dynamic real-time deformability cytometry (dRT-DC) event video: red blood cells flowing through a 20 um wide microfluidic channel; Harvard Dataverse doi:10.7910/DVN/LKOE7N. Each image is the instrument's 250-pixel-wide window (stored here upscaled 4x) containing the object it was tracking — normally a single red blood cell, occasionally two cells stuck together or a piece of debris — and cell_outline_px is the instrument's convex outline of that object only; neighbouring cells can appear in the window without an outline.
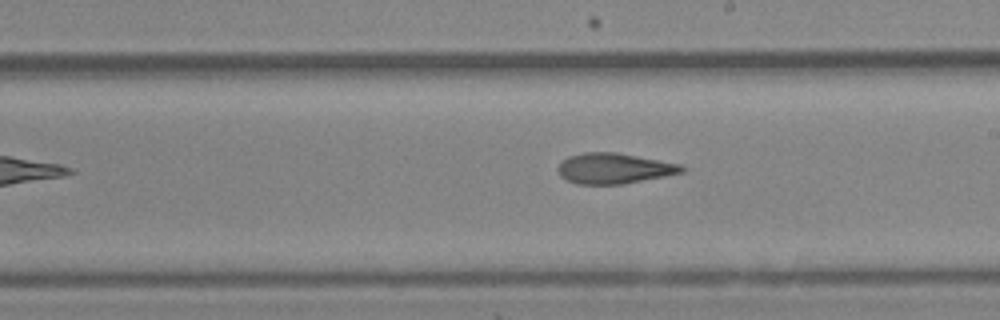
{"species": "Egyptian fruit bat (a non-hibernating species)", "species_latin": "Rousettus aegyptiacus", "temperature_condition": "cold", "stored_images_in_passage": 9, "camera_frame_rate_fps": 3000, "um_per_image_px": 0.085, "animal": {"sex": "female"}, "frame": {"image": 1, "passage_image": 9, "time_ms": 9.333, "image_size_px": [1000, 320], "cell_outline_px": [[688, 168], [684, 172], [624, 184], [576, 184], [560, 176], [556, 168], [568, 156], [584, 152], [616, 152], [680, 164]], "centroid_in_image_um": [52.2, 14.31], "position_along_channel_um": 236.8, "area_um2": 22.02}}